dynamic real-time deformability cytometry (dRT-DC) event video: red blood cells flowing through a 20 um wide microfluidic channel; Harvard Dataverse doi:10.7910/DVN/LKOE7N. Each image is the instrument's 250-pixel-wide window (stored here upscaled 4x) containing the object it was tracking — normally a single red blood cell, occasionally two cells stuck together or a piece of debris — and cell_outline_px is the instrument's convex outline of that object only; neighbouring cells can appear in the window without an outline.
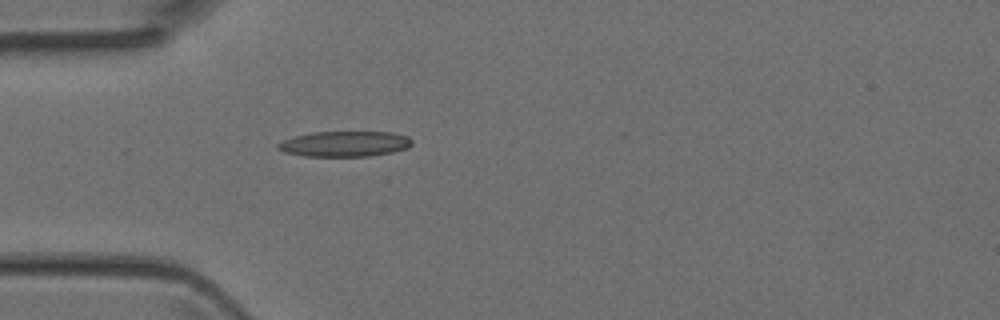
{"species": "Egyptian fruit bat (a non-hibernating species)", "species_latin": "Rousettus aegyptiacus", "temperature_condition": "room temperature", "stored_images_in_passage": 4, "camera_frame_rate_fps": 3000, "um_per_image_px": 0.085, "animal": {"sex": "female"}, "frame": {"image": 1, "passage_image": 4, "time_ms": 1.0, "image_size_px": [1000, 320], "cell_outline_px": [[412, 144], [408, 148], [392, 152], [368, 156], [304, 156], [284, 152], [276, 148], [276, 144], [284, 140], [296, 136], [312, 132], [392, 132], [408, 136], [412, 140]], "centroid_in_image_um": [29.31, 12.23], "position_along_channel_um": 55.7, "area_um2": 19.88}}